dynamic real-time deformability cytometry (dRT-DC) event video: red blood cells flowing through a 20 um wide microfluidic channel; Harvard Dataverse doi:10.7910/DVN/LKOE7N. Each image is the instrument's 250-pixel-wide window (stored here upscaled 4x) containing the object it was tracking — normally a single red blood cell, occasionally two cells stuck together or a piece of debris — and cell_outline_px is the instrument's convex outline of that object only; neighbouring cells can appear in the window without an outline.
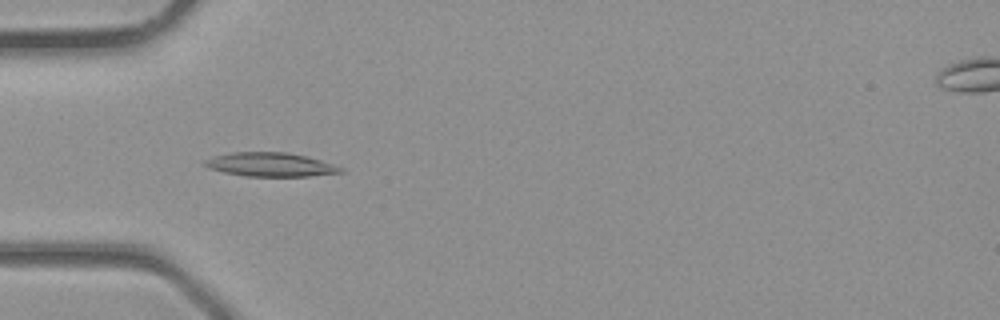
{"species": "common noctule bat (a hibernating species)", "species_latin": "Nyctalus noctula", "temperature_condition": "room temperature", "stored_images_in_passage": 37, "camera_frame_rate_fps": 3000, "um_per_image_px": 0.085, "animal": {"sex": "male", "body_mass_g": 23.1, "forearm_length_mm": 52.7}, "frame": {"image": 1, "passage_image": 11, "time_ms": 3.333, "image_size_px": [1000, 320], "cell_outline_px": [[344, 172], [308, 176], [244, 176], [224, 172], [208, 168], [200, 164], [204, 160], [216, 156], [232, 152], [288, 152], [320, 160], [344, 168]], "centroid_in_image_um": [22.95, 13.99], "position_along_channel_um": 62.1, "area_um2": 18.84}}
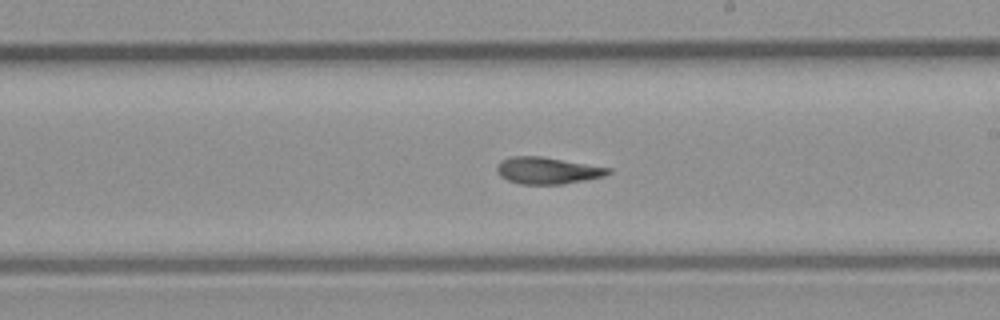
{"frame": {"image": 2, "passage_image": 21, "time_ms": 6.667, "image_size_px": [1000, 320], "cell_outline_px": [[612, 172], [604, 176], [584, 180], [560, 184], [520, 184], [508, 180], [500, 176], [496, 172], [496, 168], [500, 160], [512, 156], [540, 156], [612, 168]], "centroid_in_image_um": [46.51, 14.49], "position_along_channel_um": 242.5, "area_um2": 17.34}}
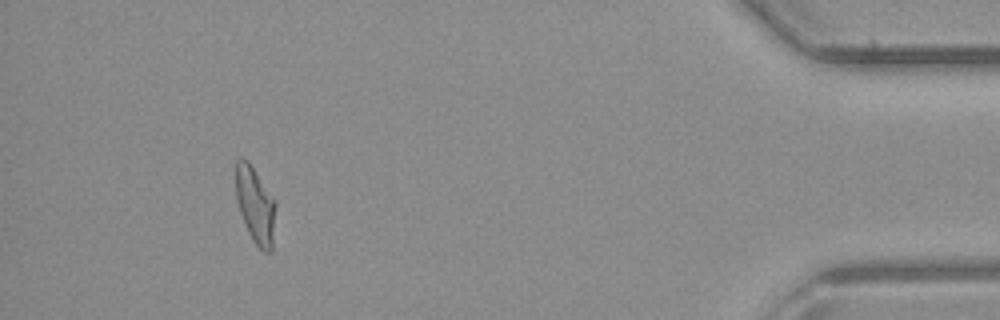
{"frame": {"image": 3, "passage_image": 34, "time_ms": 11.0, "image_size_px": [1000, 320], "cell_outline_px": [[276, 204], [272, 252], [264, 252], [256, 244], [248, 232], [240, 212], [236, 196], [236, 160], [248, 160], [276, 200]], "centroid_in_image_um": [21.73, 17.45], "position_along_channel_um": 413.5, "area_um2": 17.69}}